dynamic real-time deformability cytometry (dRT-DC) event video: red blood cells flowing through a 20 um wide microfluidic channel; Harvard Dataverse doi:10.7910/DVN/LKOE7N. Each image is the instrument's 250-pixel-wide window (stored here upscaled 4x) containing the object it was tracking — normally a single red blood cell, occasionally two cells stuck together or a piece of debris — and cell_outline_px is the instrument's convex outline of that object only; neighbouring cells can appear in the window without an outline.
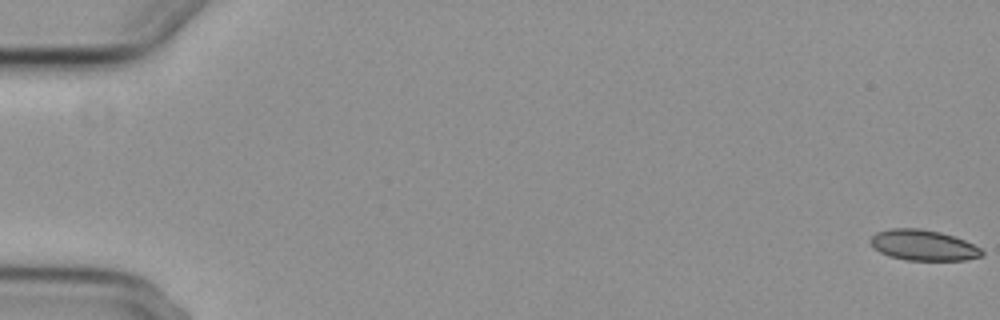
{"species": "common noctule bat (a hibernating species)", "species_latin": "Nyctalus noctula", "temperature_condition": "cold", "stored_images_in_passage": 6, "camera_frame_rate_fps": 3000, "um_per_image_px": 0.085, "animal": {"sex": "female", "body_mass_g": 29.2, "forearm_length_mm": 56.3}, "frame": {"image": 1, "passage_image": 1, "time_ms": 0.0, "image_size_px": [1000, 320], "cell_outline_px": [[984, 256], [964, 260], [904, 260], [888, 256], [880, 252], [868, 240], [876, 232], [892, 228], [920, 228], [940, 232], [964, 240], [980, 248], [984, 252]], "centroid_in_image_um": [78.47, 20.84], "position_along_channel_um": 6.5, "area_um2": 19.88}}
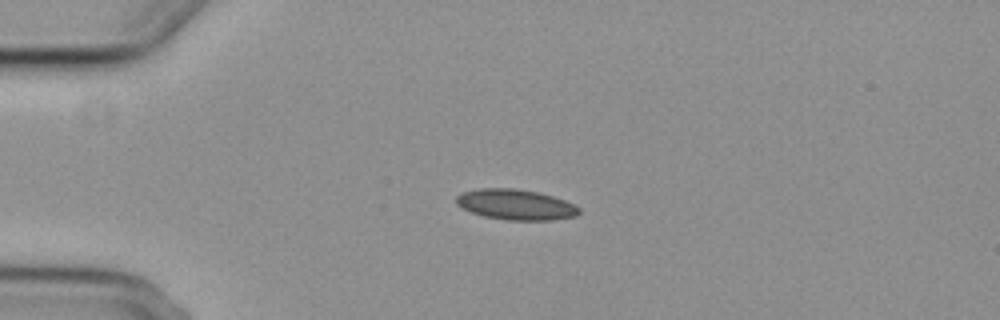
{"frame": {"image": 2, "passage_image": 5, "time_ms": 4.667, "image_size_px": [1000, 320], "cell_outline_px": [[580, 212], [576, 216], [552, 220], [508, 220], [484, 216], [460, 208], [456, 204], [456, 196], [460, 192], [480, 188], [516, 188], [540, 192], [564, 200], [580, 208]], "centroid_in_image_um": [43.8, 17.38], "position_along_channel_um": 41.2, "area_um2": 21.96}}
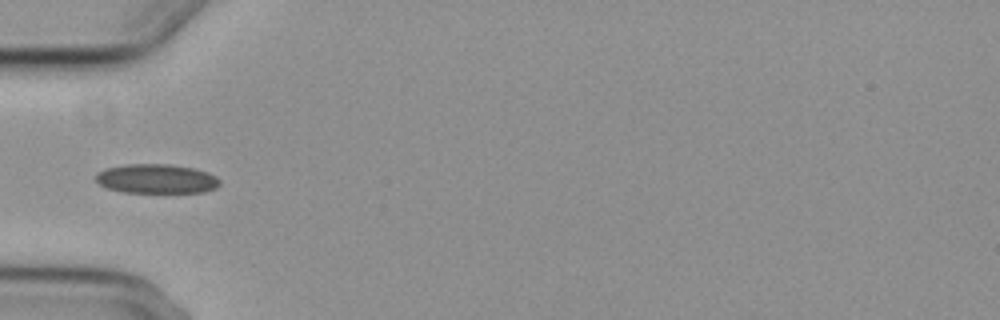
{"frame": {"image": 3, "passage_image": 6, "time_ms": 6.333, "image_size_px": [1000, 320], "cell_outline_px": [[220, 184], [216, 188], [204, 192], [124, 192], [108, 188], [100, 184], [96, 180], [96, 172], [108, 168], [128, 164], [168, 164], [192, 168], [208, 172], [216, 176], [220, 180]], "centroid_in_image_um": [13.33, 15.19], "position_along_channel_um": 71.7, "area_um2": 21.04}}